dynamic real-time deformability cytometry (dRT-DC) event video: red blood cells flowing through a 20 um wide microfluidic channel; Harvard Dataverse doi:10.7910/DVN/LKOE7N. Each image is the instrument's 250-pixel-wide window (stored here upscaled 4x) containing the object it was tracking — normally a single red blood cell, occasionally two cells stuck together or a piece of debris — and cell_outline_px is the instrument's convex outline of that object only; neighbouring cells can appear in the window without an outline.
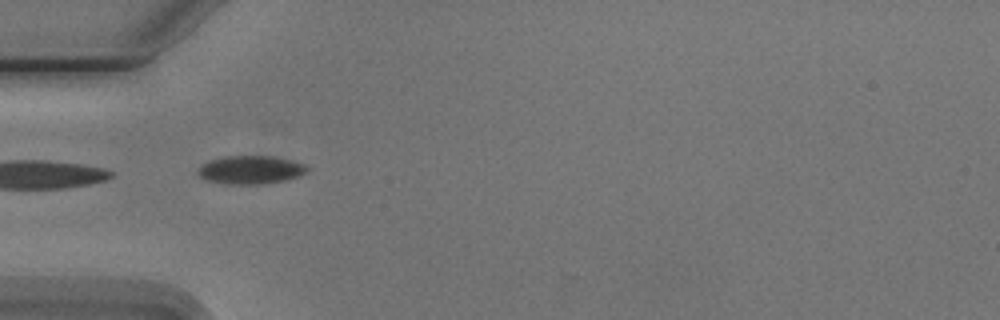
{"species": "Egyptian fruit bat (a non-hibernating species)", "species_latin": "Rousettus aegyptiacus", "temperature_condition": "cold", "stored_images_in_passage": 8, "camera_frame_rate_fps": 3000, "um_per_image_px": 0.085, "animal": {"sex": "male"}, "frame": {"image": 1, "passage_image": 4, "time_ms": 4.333, "image_size_px": [1000, 320], "cell_outline_px": [[308, 172], [300, 176], [284, 180], [260, 184], [224, 184], [208, 180], [200, 176], [196, 172], [204, 164], [212, 160], [228, 156], [272, 156], [292, 160], [304, 164], [308, 168]], "centroid_in_image_um": [21.35, 14.44], "position_along_channel_um": 63.7, "area_um2": 17.8}}
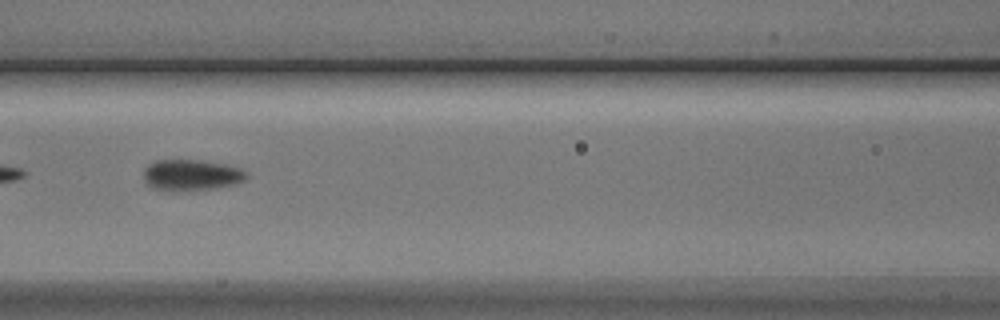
{"frame": {"image": 2, "passage_image": 6, "time_ms": 6.667, "image_size_px": [1000, 320], "cell_outline_px": [[248, 176], [244, 180], [236, 184], [216, 188], [156, 188], [148, 184], [144, 176], [144, 172], [148, 164], [156, 160], [200, 160], [224, 164], [240, 168]], "centroid_in_image_um": [16.31, 14.83], "position_along_channel_um": 150.3, "area_um2": 17.69}}
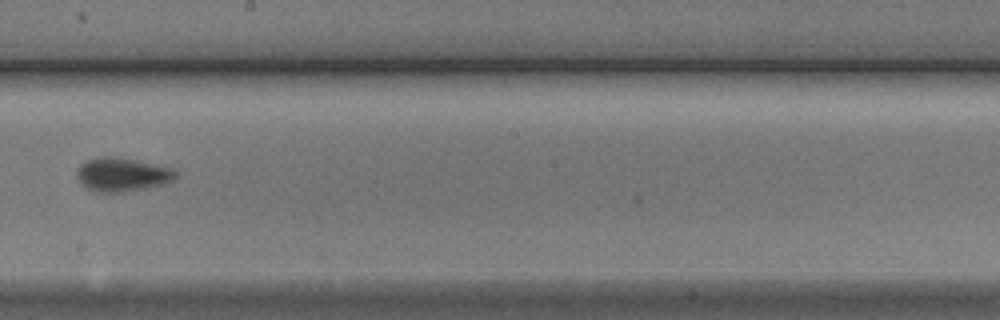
{"frame": {"image": 3, "passage_image": 8, "time_ms": 9.0, "image_size_px": [1000, 320], "cell_outline_px": [[176, 180], [164, 184], [144, 188], [120, 192], [96, 192], [84, 188], [80, 184], [76, 176], [76, 172], [80, 164], [88, 160], [100, 156], [112, 156], [136, 160], [172, 168], [176, 172]], "centroid_in_image_um": [10.35, 14.84], "position_along_channel_um": 237.9, "area_um2": 19.54}}